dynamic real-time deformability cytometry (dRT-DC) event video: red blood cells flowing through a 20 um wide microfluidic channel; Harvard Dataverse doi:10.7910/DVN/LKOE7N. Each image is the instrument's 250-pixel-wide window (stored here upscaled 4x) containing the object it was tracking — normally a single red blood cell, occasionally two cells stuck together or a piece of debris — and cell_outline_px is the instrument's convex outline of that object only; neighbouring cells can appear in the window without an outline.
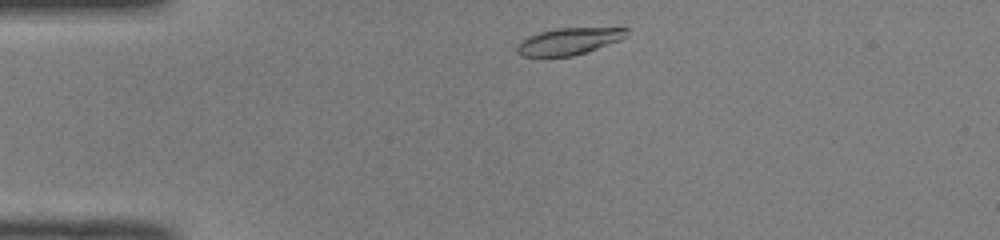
{"species": "common noctule bat (a hibernating species)", "species_latin": "Nyctalus noctula", "temperature_condition": "room temperature", "stored_images_in_passage": 42, "camera_frame_rate_fps": 3000, "um_per_image_px": 0.085, "animal": {"sex": "male", "body_mass_g": 19.0, "forearm_length_mm": 50.8}, "frame": {"image": 1, "passage_image": 2, "time_ms": 0.333, "image_size_px": [1000, 240], "cell_outline_px": [[628, 36], [620, 40], [572, 56], [520, 56], [516, 52], [516, 48], [520, 40], [528, 36], [540, 32], [556, 28], [628, 28]], "centroid_in_image_um": [48.32, 3.5], "position_along_channel_um": 36.7, "area_um2": 16.99}}
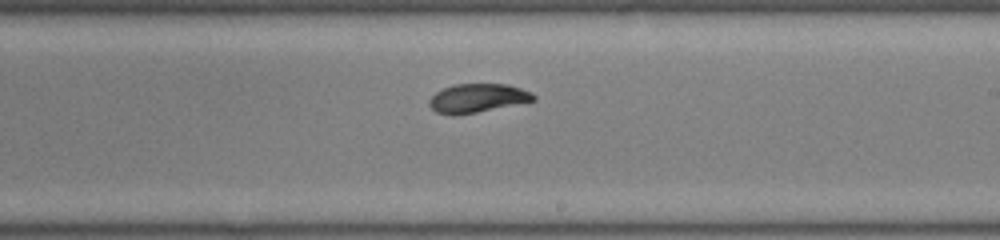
{"frame": {"image": 2, "passage_image": 21, "time_ms": 6.667, "image_size_px": [1000, 240], "cell_outline_px": [[536, 100], [476, 112], [452, 116], [436, 112], [428, 104], [428, 100], [436, 92], [444, 88], [456, 84], [508, 84], [532, 92], [536, 96]], "centroid_in_image_um": [40.57, 8.34], "position_along_channel_um": 248.4, "area_um2": 17.4}}
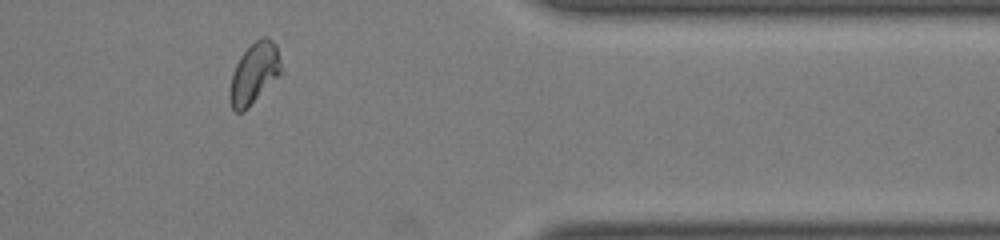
{"frame": {"image": 3, "passage_image": 33, "time_ms": 10.667, "image_size_px": [1000, 240], "cell_outline_px": [[280, 72], [240, 112], [236, 112], [232, 108], [228, 100], [228, 92], [232, 72], [240, 56], [260, 36], [268, 36], [276, 44], [280, 64]], "centroid_in_image_um": [21.54, 6.16], "position_along_channel_um": 389.9, "area_um2": 17.34}, "authors_computed_cell_mechanics": {"area_um2": 17.629, "velocity_mm_per_s": 3.9795, "shape_relaxation_time_tau1_ms": 5.9223, "shape_relaxation_time_tau2_ms": 2.7089, "deformation_change_tau1": 0.1891, "deformation_change_tau2": 0.0321}}